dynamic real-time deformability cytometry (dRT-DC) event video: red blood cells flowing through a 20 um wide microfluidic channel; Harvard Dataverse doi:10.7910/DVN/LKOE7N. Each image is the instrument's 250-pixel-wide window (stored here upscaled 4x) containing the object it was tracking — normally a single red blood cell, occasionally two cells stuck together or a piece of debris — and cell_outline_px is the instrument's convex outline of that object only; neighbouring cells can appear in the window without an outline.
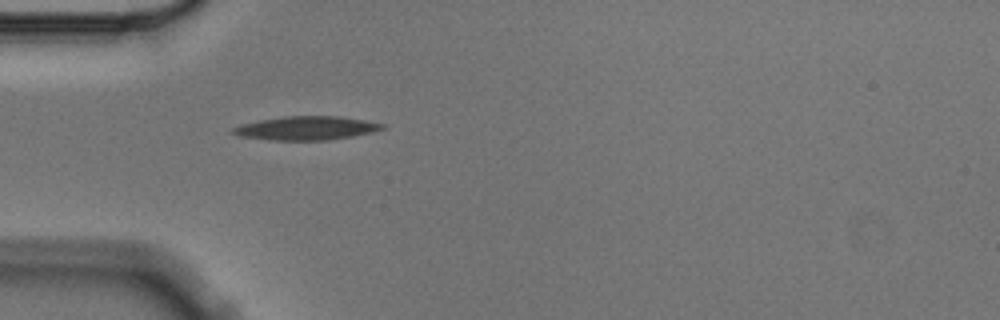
{"species": "Egyptian fruit bat (a non-hibernating species)", "species_latin": "Rousettus aegyptiacus", "temperature_condition": "cold", "stored_images_in_passage": 5, "camera_frame_rate_fps": 3000, "um_per_image_px": 0.085, "animal": {"sex": "male"}, "frame": {"image": 1, "passage_image": 5, "time_ms": 1.333, "image_size_px": [1000, 320], "cell_outline_px": [[384, 128], [372, 132], [352, 136], [328, 140], [276, 140], [240, 136], [232, 132], [232, 128], [240, 124], [260, 120], [284, 116], [340, 116], [364, 120], [384, 124]], "centroid_in_image_um": [26.03, 10.88], "position_along_channel_um": 59.0, "area_um2": 20.4}}